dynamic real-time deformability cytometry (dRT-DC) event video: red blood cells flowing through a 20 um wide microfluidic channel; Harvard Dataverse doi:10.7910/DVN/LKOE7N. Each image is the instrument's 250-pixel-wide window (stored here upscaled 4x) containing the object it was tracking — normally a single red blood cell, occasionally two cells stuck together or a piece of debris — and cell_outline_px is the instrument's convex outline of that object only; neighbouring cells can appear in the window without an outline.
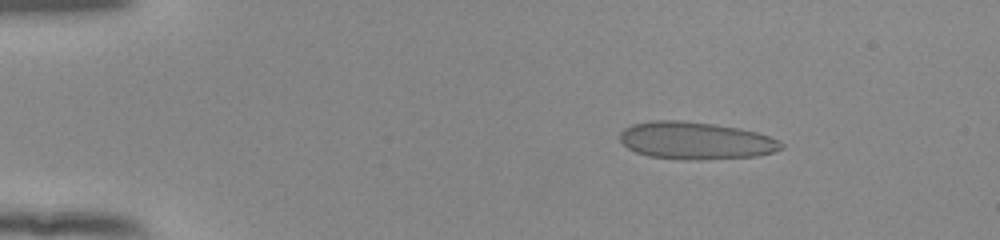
{"species": "human", "species_latin": "Homo sapiens", "temperature_condition": "room temperature", "stored_images_in_passage": 45, "camera_frame_rate_fps": 3000, "um_per_image_px": 0.085, "donor": {"sex": "female"}, "frame": {"image": 1, "passage_image": 1, "time_ms": 0.0, "image_size_px": [1000, 240], "cell_outline_px": [[784, 148], [772, 152], [756, 156], [700, 160], [684, 160], [648, 156], [636, 152], [628, 148], [620, 140], [620, 132], [624, 128], [632, 124], [652, 120], [680, 120], [712, 124], [740, 128], [756, 132], [780, 140], [784, 144]], "centroid_in_image_um": [59.13, 11.95], "position_along_channel_um": 25.9, "area_um2": 35.32}}
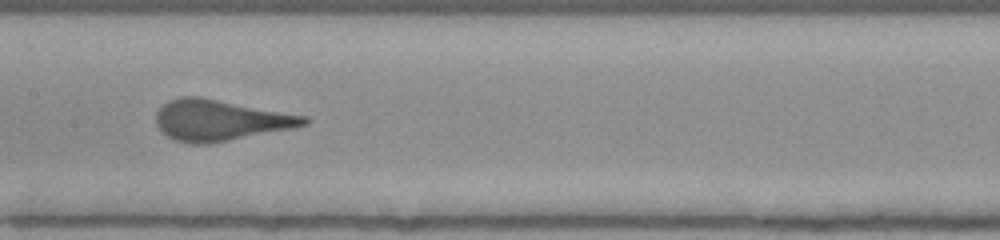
{"frame": {"image": 2, "passage_image": 20, "time_ms": 6.333, "image_size_px": [1000, 240], "cell_outline_px": [[312, 120], [308, 124], [292, 128], [212, 144], [192, 144], [176, 140], [168, 136], [156, 124], [156, 112], [168, 100], [180, 96], [200, 96], [308, 116]], "centroid_in_image_um": [18.74, 10.21], "position_along_channel_um": 188.7, "area_um2": 35.49}}
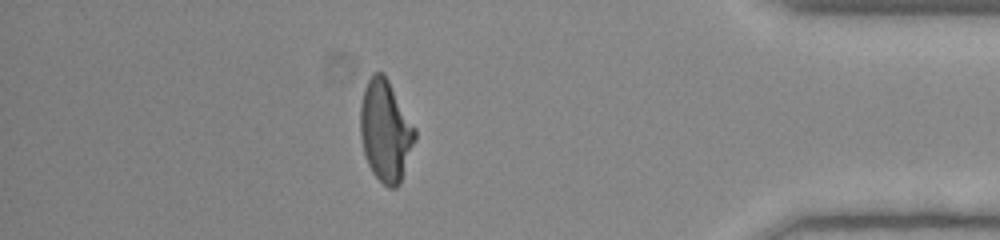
{"frame": {"image": 3, "passage_image": 39, "time_ms": 12.667, "image_size_px": [1000, 240], "cell_outline_px": [[416, 140], [400, 184], [396, 188], [388, 188], [372, 172], [368, 164], [364, 152], [360, 136], [360, 104], [364, 88], [372, 72], [384, 72], [416, 128]], "centroid_in_image_um": [32.77, 11.11], "position_along_channel_um": 402.4, "area_um2": 32.6}}